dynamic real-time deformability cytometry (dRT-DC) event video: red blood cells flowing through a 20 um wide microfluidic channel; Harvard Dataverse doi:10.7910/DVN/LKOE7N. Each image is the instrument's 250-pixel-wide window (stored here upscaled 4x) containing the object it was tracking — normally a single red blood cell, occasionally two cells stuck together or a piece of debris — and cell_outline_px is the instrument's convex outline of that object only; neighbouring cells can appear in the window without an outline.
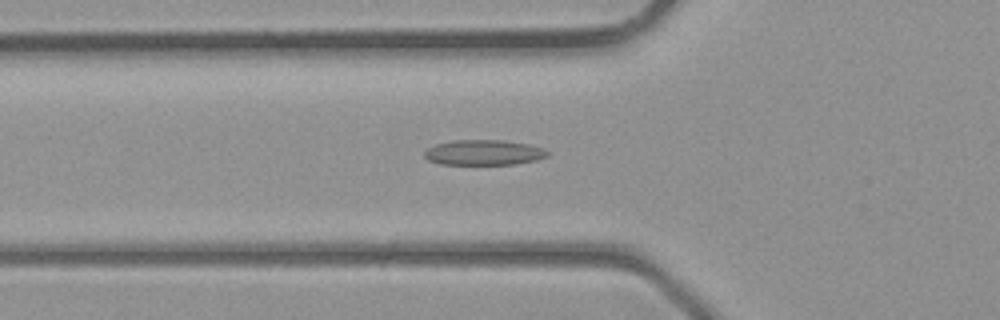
{"species": "common noctule bat (a hibernating species)", "species_latin": "Nyctalus noctula", "temperature_condition": "room temperature", "stored_images_in_passage": 31, "camera_frame_rate_fps": 3000, "um_per_image_px": 0.085, "animal": {"sex": "male", "body_mass_g": 23.1, "forearm_length_mm": 52.7}, "frame": {"image": 1, "passage_image": 8, "time_ms": 2.333, "image_size_px": [1000, 320], "cell_outline_px": [[548, 156], [536, 160], [516, 164], [440, 164], [428, 160], [424, 156], [424, 152], [428, 148], [436, 144], [452, 140], [504, 140], [528, 144], [540, 148], [548, 152]], "centroid_in_image_um": [41.09, 12.96], "position_along_channel_um": 84.7, "area_um2": 18.03}}
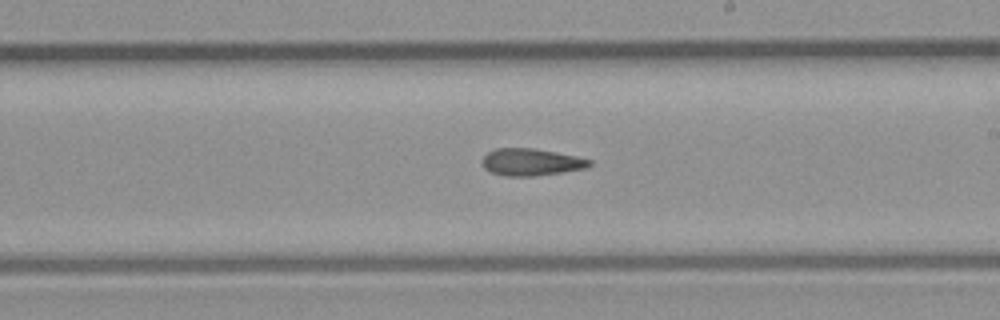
{"frame": {"image": 2, "passage_image": 17, "time_ms": 5.333, "image_size_px": [1000, 320], "cell_outline_px": [[592, 164], [584, 168], [560, 172], [532, 176], [504, 176], [492, 172], [484, 168], [480, 164], [480, 160], [488, 152], [496, 148], [532, 148], [556, 152], [576, 156], [592, 160]], "centroid_in_image_um": [45.09, 13.77], "position_along_channel_um": 243.9, "area_um2": 16.88}}
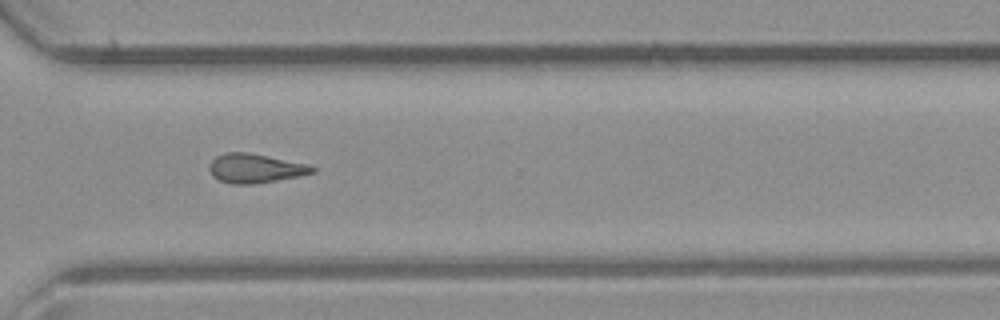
{"frame": {"image": 3, "passage_image": 23, "time_ms": 7.333, "image_size_px": [1000, 320], "cell_outline_px": [[316, 172], [300, 176], [252, 184], [232, 184], [220, 180], [212, 176], [208, 168], [212, 160], [216, 156], [228, 152], [248, 152], [308, 164], [316, 168]], "centroid_in_image_um": [21.7, 14.3], "position_along_channel_um": 348.9, "area_um2": 17.46}}